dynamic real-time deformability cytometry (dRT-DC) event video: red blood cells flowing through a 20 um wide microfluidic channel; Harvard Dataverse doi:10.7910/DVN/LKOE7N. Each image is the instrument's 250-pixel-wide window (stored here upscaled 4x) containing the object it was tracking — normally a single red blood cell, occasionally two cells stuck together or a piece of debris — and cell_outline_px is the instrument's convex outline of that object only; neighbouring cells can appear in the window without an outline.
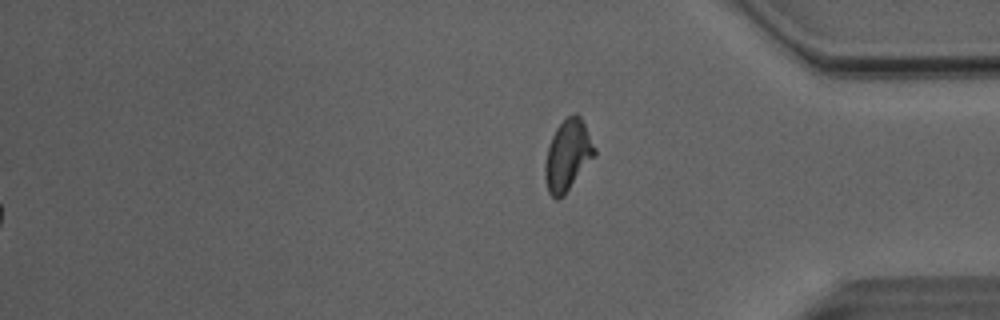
{"species": "Egyptian fruit bat (a non-hibernating species)", "species_latin": "Rousettus aegyptiacus", "temperature_condition": "room temperature", "stored_images_in_passage": 52, "segment_of_instrument_passage": [2, 2], "camera_frame_rate_fps": 3000, "um_per_image_px": 0.085, "animal": {"sex": "male"}, "frame": {"image": 1, "passage_image": 52, "time_ms": 17.0, "image_size_px": [1000, 320], "cell_outline_px": [[596, 156], [564, 196], [556, 200], [548, 192], [544, 176], [544, 164], [548, 148], [552, 136], [556, 128], [568, 116], [576, 112], [580, 116], [596, 148]], "centroid_in_image_um": [48.26, 13.23], "position_along_channel_um": 386.9, "area_um2": 20.63}}